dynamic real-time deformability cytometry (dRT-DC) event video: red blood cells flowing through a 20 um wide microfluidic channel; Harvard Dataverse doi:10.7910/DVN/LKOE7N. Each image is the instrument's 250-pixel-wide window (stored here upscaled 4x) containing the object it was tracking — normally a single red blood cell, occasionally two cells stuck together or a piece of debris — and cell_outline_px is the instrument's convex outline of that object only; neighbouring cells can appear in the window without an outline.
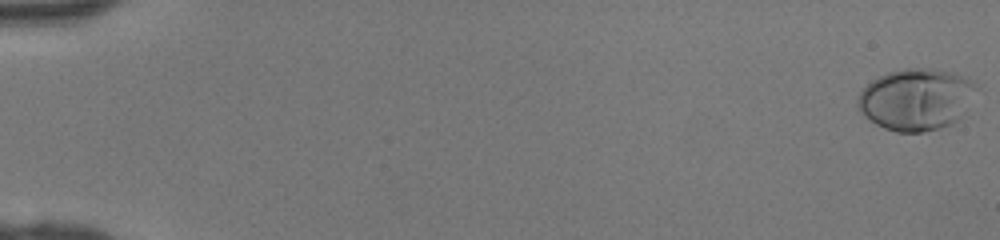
{"species": "human", "species_latin": "Homo sapiens", "temperature_condition": "room temperature", "stored_images_in_passage": 14, "camera_frame_rate_fps": 3000, "um_per_image_px": 0.085, "donor": {"sex": "female"}, "frame": {"image": 1, "passage_image": 1, "time_ms": 0.0, "image_size_px": [1000, 240], "cell_outline_px": [[976, 88], [960, 116], [952, 124], [940, 128], [924, 132], [896, 132], [884, 128], [876, 124], [864, 116], [856, 108], [856, 100], [860, 92], [872, 80], [888, 72], [904, 68], [932, 68], [952, 72], [976, 84]], "centroid_in_image_um": [77.8, 8.45], "position_along_channel_um": 7.2, "area_um2": 42.31}}
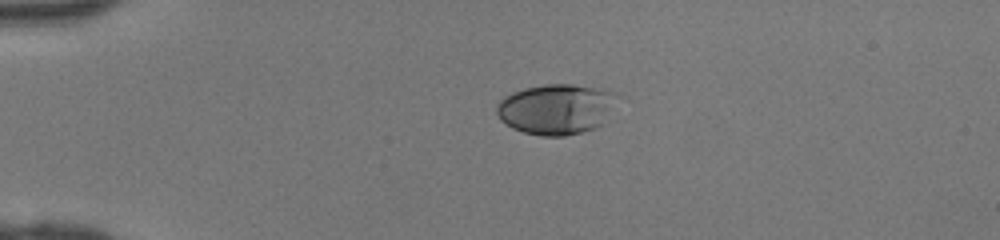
{"frame": {"image": 2, "passage_image": 12, "time_ms": 3.667, "image_size_px": [1000, 240], "cell_outline_px": [[612, 96], [604, 124], [596, 128], [564, 136], [540, 136], [524, 132], [512, 128], [500, 120], [496, 112], [496, 104], [504, 96], [512, 92], [524, 88], [544, 84], [572, 84], [604, 88], [612, 92]], "centroid_in_image_um": [47.18, 9.27], "position_along_channel_um": 37.8, "area_um2": 35.08}}